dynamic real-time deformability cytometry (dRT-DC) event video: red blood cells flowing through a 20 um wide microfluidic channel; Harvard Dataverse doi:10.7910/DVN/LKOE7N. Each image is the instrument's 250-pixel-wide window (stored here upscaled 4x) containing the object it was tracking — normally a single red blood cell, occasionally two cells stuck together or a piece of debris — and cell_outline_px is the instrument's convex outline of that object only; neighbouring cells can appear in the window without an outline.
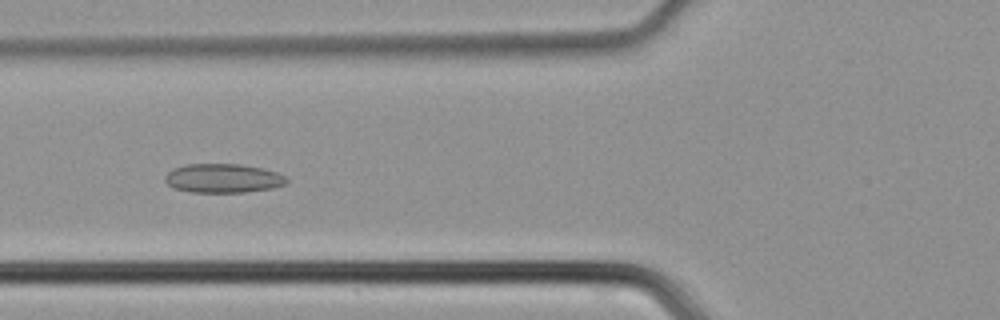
{"species": "common noctule bat (a hibernating species)", "species_latin": "Nyctalus noctula", "temperature_condition": "cold", "stored_images_in_passage": 45, "camera_frame_rate_fps": 3000, "um_per_image_px": 0.085, "animal": {"sex": "male", "body_mass_g": 21.5, "forearm_length_mm": 52.0}, "frame": {"image": 1, "passage_image": 16, "time_ms": 5.0, "image_size_px": [1000, 320], "cell_outline_px": [[288, 184], [272, 188], [244, 192], [188, 192], [172, 188], [164, 180], [164, 176], [172, 168], [188, 164], [240, 164], [264, 168], [276, 172], [284, 176], [288, 180]], "centroid_in_image_um": [18.94, 15.15], "position_along_channel_um": 106.9, "area_um2": 20.75}}
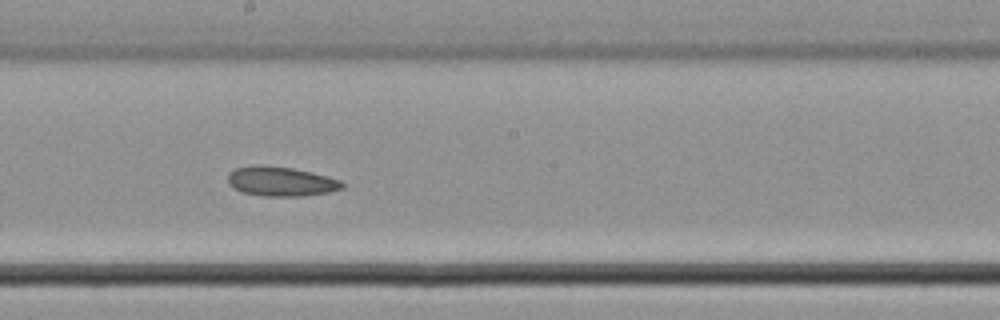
{"frame": {"image": 2, "passage_image": 24, "time_ms": 7.667, "image_size_px": [1000, 320], "cell_outline_px": [[344, 188], [328, 192], [304, 196], [264, 196], [244, 192], [232, 188], [228, 184], [228, 172], [236, 168], [292, 168], [312, 172], [340, 180], [344, 184]], "centroid_in_image_um": [23.92, 15.47], "position_along_channel_um": 224.3, "area_um2": 18.9}}
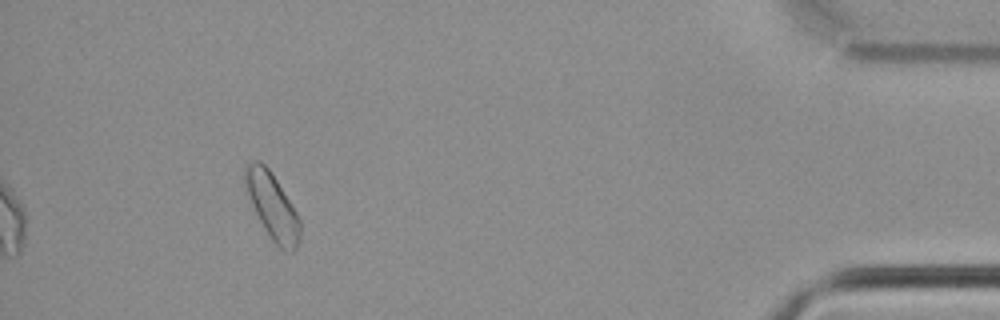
{"frame": {"image": 3, "passage_image": 41, "time_ms": 13.333, "image_size_px": [1000, 320], "cell_outline_px": [[300, 240], [296, 248], [292, 252], [280, 248], [272, 240], [264, 228], [244, 192], [244, 168], [252, 160], [260, 160], [272, 172], [296, 212], [300, 220]], "centroid_in_image_um": [23.11, 17.49], "position_along_channel_um": 412.1, "area_um2": 21.27}}